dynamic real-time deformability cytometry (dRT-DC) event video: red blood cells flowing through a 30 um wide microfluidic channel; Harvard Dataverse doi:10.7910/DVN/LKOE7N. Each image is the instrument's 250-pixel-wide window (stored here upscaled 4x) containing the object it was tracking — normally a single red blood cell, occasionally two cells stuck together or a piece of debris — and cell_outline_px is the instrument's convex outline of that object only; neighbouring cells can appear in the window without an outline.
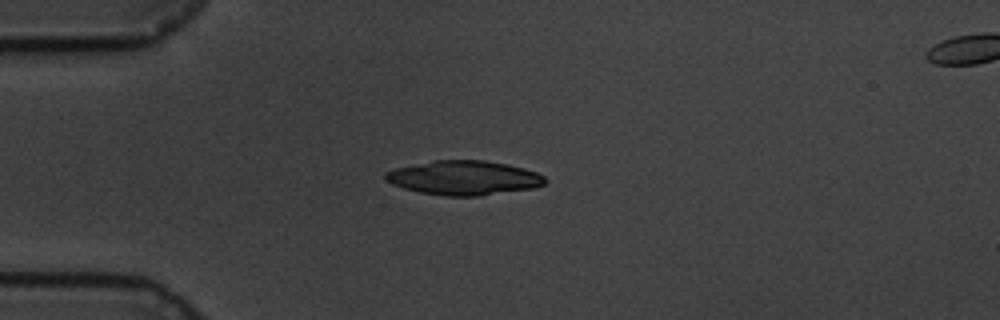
{"species": "common noctule bat (a hibernating species)", "species_latin": "Nyctalus noctula", "temperature_condition": "cold", "stored_images_in_passage": 45, "camera_frame_rate_fps": 3000, "um_per_image_px": 0.085, "animal": {"sex": "male", "body_mass_g": 19.5, "forearm_length_mm": 54.6}, "frame": {"image": 1, "passage_image": 1, "time_ms": 0.0, "image_size_px": [1000, 320], "cell_outline_px": [[548, 180], [544, 184], [532, 188], [476, 196], [444, 196], [420, 192], [404, 188], [392, 184], [384, 176], [388, 172], [396, 168], [432, 160], [484, 160], [508, 164], [524, 168], [536, 172], [544, 176]], "centroid_in_image_um": [39.46, 15.11], "position_along_channel_um": 45.5, "area_um2": 31.67}}
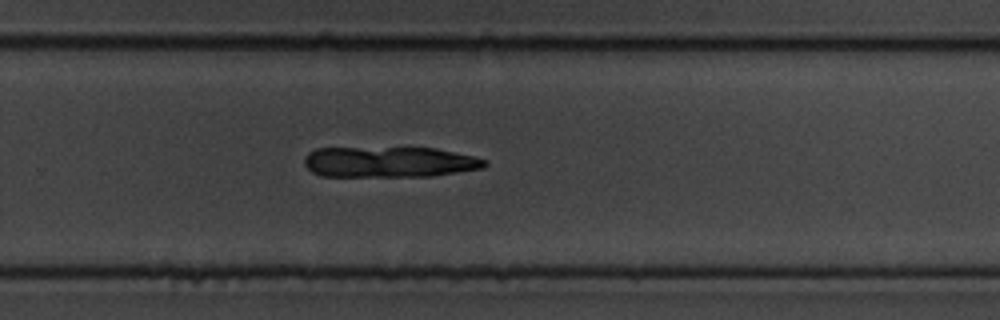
{"frame": {"image": 2, "passage_image": 25, "time_ms": 8.0, "image_size_px": [1000, 320], "cell_outline_px": [[488, 164], [480, 168], [432, 176], [320, 176], [312, 172], [304, 164], [304, 156], [308, 152], [316, 148], [436, 148], [472, 156], [488, 160]], "centroid_in_image_um": [33.04, 13.77], "position_along_channel_um": 296.8, "area_um2": 32.19}}